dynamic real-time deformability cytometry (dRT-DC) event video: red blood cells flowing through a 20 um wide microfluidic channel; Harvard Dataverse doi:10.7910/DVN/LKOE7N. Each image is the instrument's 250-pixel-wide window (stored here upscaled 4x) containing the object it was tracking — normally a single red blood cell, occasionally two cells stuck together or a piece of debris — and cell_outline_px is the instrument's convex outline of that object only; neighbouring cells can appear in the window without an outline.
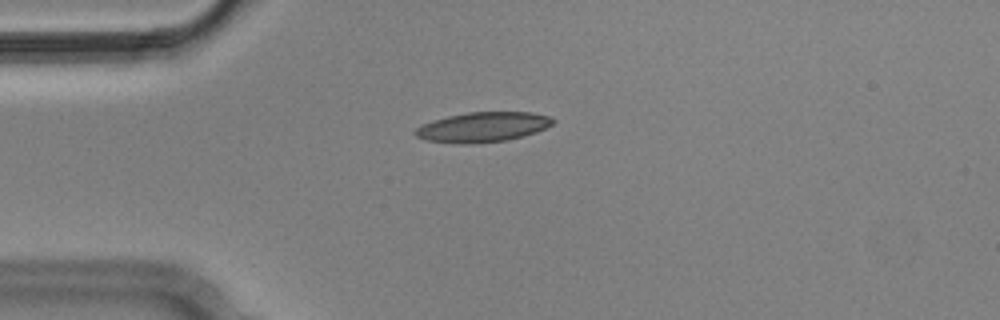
{"species": "Egyptian fruit bat (a non-hibernating species)", "species_latin": "Rousettus aegyptiacus", "temperature_condition": "cold", "stored_images_in_passage": 2, "camera_frame_rate_fps": 3000, "um_per_image_px": 0.085, "animal": {"sex": "male"}, "frame": {"image": 1, "passage_image": 2, "time_ms": 0.333, "image_size_px": [1000, 320], "cell_outline_px": [[556, 120], [552, 124], [536, 132], [504, 140], [472, 144], [456, 144], [428, 140], [416, 136], [412, 132], [416, 128], [432, 120], [448, 116], [468, 112], [532, 112], [548, 116]], "centroid_in_image_um": [41.01, 10.8], "position_along_channel_um": 44.0, "area_um2": 23.81}}